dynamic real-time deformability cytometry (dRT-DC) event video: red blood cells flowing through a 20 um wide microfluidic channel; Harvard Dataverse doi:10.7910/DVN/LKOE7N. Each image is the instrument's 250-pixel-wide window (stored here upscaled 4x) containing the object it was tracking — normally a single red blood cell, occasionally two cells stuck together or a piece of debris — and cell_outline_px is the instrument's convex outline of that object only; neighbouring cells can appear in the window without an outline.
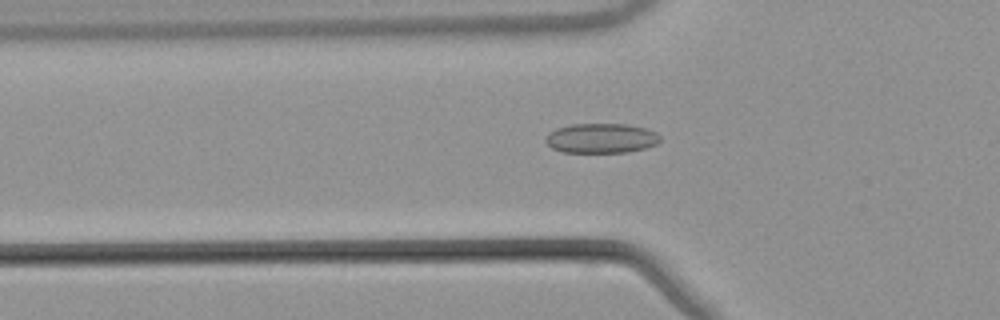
{"species": "common noctule bat (a hibernating species)", "species_latin": "Nyctalus noctula", "temperature_condition": "warm", "stored_images_in_passage": 43, "camera_frame_rate_fps": 3000, "um_per_image_px": 0.085, "animal": {"sex": "male", "body_mass_g": 21.5, "forearm_length_mm": 52.0}, "frame": {"image": 1, "passage_image": 8, "time_ms": 2.333, "image_size_px": [1000, 320], "cell_outline_px": [[660, 140], [656, 144], [644, 148], [628, 152], [564, 152], [552, 148], [544, 140], [548, 132], [556, 128], [572, 124], [628, 124], [644, 128], [656, 132], [660, 136]], "centroid_in_image_um": [51.08, 11.74], "position_along_channel_um": 74.7, "area_um2": 19.83}}
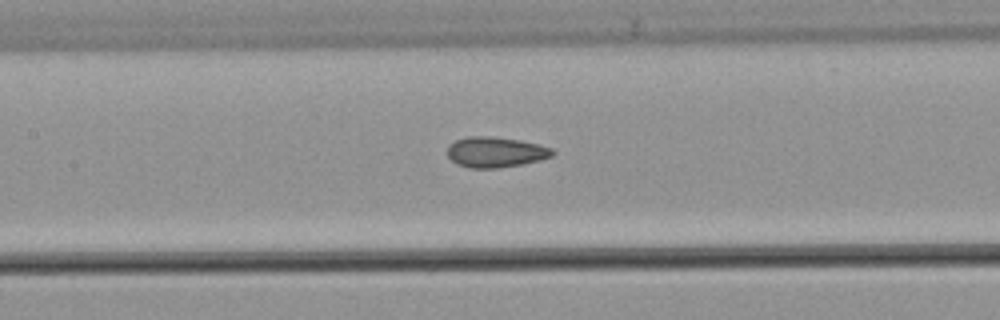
{"frame": {"image": 2, "passage_image": 15, "time_ms": 4.667, "image_size_px": [1000, 320], "cell_outline_px": [[556, 152], [552, 156], [540, 160], [524, 164], [496, 168], [468, 168], [456, 164], [448, 156], [448, 144], [456, 140], [468, 136], [496, 136], [520, 140], [540, 144], [552, 148]], "centroid_in_image_um": [42.14, 12.92], "position_along_channel_um": 165.3, "area_um2": 18.96}}
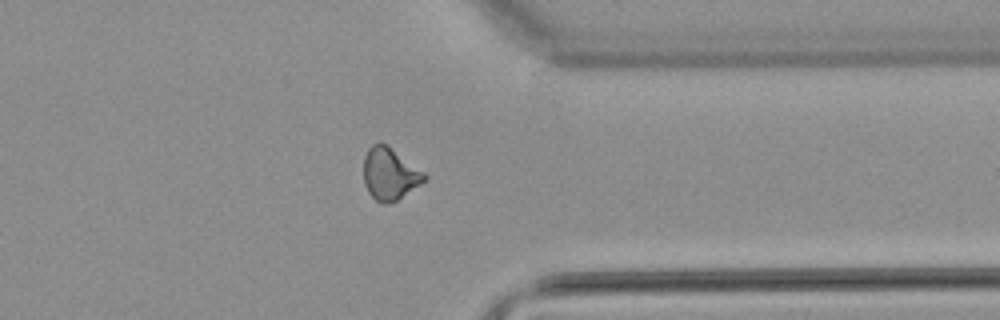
{"frame": {"image": 3, "passage_image": 32, "time_ms": 10.333, "image_size_px": [1000, 320], "cell_outline_px": [[428, 176], [420, 184], [396, 200], [388, 204], [384, 204], [376, 200], [368, 192], [364, 184], [364, 156], [368, 148], [372, 144], [388, 144], [424, 172]], "centroid_in_image_um": [33.11, 14.76], "position_along_channel_um": 378.3, "area_um2": 18.32}, "authors_computed_cell_mechanics": {"area_um2": 18.207, "velocity_mm_per_s": 3.8527, "shape_relaxation_time_tau1_ms": null, "shape_relaxation_time_tau2_ms": 1.8511, "deformation_change_tau1": null, "deformation_change_tau2": 0.0838}}